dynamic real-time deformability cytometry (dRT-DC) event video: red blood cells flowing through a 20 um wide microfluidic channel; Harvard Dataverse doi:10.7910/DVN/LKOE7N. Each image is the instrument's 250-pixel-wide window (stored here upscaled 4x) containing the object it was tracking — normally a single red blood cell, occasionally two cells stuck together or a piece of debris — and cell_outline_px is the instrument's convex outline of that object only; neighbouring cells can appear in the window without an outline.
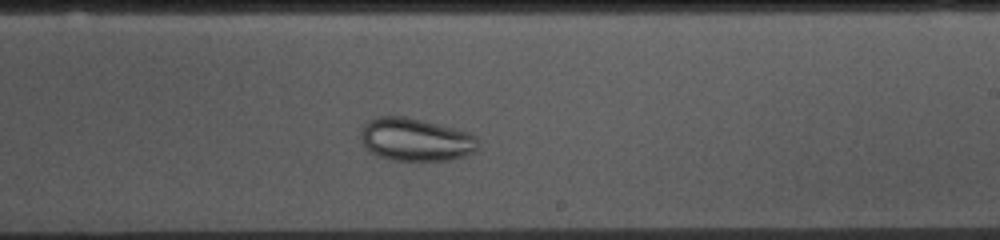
{"species": "common noctule bat (a hibernating species)", "species_latin": "Nyctalus noctula", "temperature_condition": "cold", "stored_images_in_passage": 39, "camera_frame_rate_fps": 3000, "um_per_image_px": 0.085, "animal": {"sex": "female", "body_mass_g": 10.0, "forearm_length_mm": 53.1}, "frame": {"image": 1, "passage_image": 26, "time_ms": 8.333, "image_size_px": [1000, 240], "cell_outline_px": [[476, 148], [472, 152], [464, 156], [448, 160], [388, 160], [376, 156], [364, 144], [360, 136], [360, 128], [368, 120], [376, 116], [404, 116], [424, 120], [468, 132], [476, 136]], "centroid_in_image_um": [35.27, 11.85], "position_along_channel_um": 253.7, "area_um2": 29.3}}
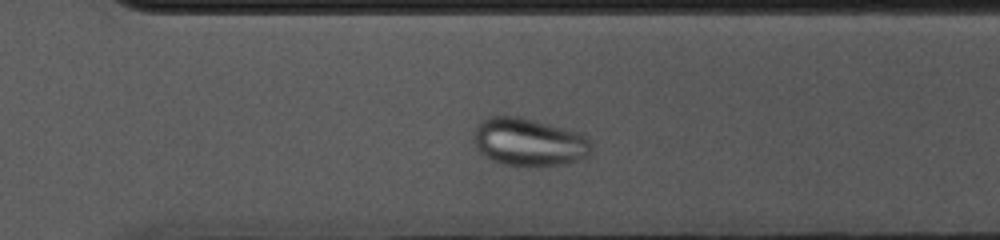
{"frame": {"image": 2, "passage_image": 32, "time_ms": 10.333, "image_size_px": [1000, 240], "cell_outline_px": [[592, 152], [588, 156], [564, 164], [504, 164], [492, 160], [476, 144], [472, 136], [476, 128], [488, 116], [520, 116], [576, 132], [592, 140]], "centroid_in_image_um": [45.0, 12.04], "position_along_channel_um": 325.6, "area_um2": 31.85}}
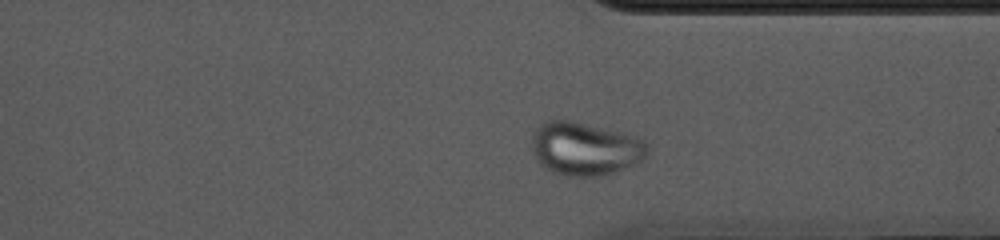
{"frame": {"image": 3, "passage_image": 35, "time_ms": 11.333, "image_size_px": [1000, 240], "cell_outline_px": [[648, 156], [616, 172], [600, 176], [564, 176], [552, 172], [544, 168], [536, 160], [532, 152], [532, 132], [544, 120], [568, 120], [624, 132], [636, 136], [648, 148]], "centroid_in_image_um": [49.68, 12.64], "position_along_channel_um": 361.7, "area_um2": 36.07}}